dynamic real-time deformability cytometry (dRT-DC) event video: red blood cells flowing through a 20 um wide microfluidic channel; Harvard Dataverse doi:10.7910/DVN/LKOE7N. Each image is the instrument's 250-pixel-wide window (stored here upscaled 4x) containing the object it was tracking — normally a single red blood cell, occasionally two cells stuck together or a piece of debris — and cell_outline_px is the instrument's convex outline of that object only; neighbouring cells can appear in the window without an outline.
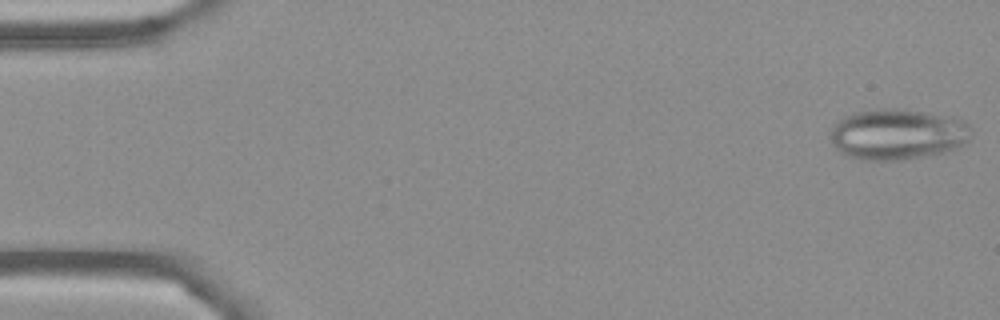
{"species": "Egyptian fruit bat (a non-hibernating species)", "species_latin": "Rousettus aegyptiacus", "temperature_condition": "cold", "stored_images_in_passage": 6, "camera_frame_rate_fps": 3000, "um_per_image_px": 0.085, "frame": {"image": 1, "passage_image": 1, "time_ms": 0.0, "image_size_px": [1000, 320], "cell_outline_px": [[972, 136], [964, 144], [956, 148], [944, 152], [900, 160], [860, 160], [848, 156], [840, 152], [832, 144], [832, 128], [844, 116], [856, 112], [884, 108], [904, 108], [956, 116], [964, 120], [968, 124], [972, 132]], "centroid_in_image_um": [76.35, 11.39], "position_along_channel_um": 8.7, "area_um2": 42.08}}